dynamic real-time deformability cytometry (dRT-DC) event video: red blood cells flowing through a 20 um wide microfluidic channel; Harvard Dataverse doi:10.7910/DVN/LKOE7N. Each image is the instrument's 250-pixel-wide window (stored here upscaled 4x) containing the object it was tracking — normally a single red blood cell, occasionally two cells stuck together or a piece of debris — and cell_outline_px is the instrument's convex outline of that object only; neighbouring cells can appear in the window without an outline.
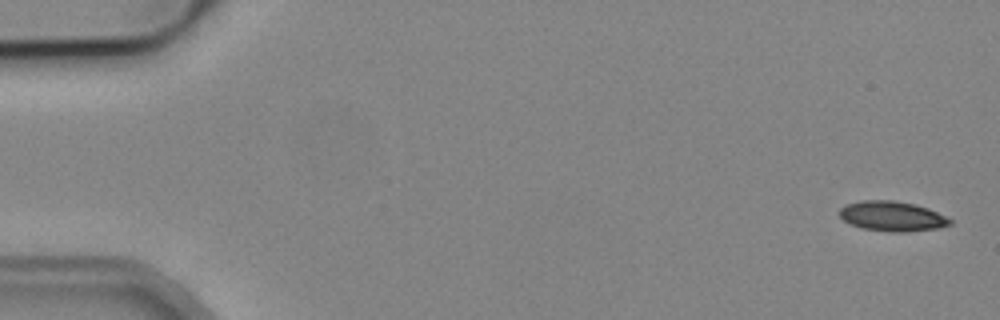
{"species": "common noctule bat (a hibernating species)", "species_latin": "Nyctalus noctula", "temperature_condition": "cold", "stored_images_in_passage": 6, "camera_frame_rate_fps": 3000, "um_per_image_px": 0.085, "animal": {"sex": "male", "body_mass_g": 19.2, "forearm_length_mm": 51.8}, "frame": {"image": 1, "passage_image": 1, "time_ms": 0.0, "image_size_px": [1000, 320], "cell_outline_px": [[952, 224], [936, 228], [908, 232], [892, 232], [864, 228], [852, 224], [844, 220], [840, 216], [840, 208], [848, 204], [860, 200], [896, 200], [916, 204], [928, 208], [952, 220]], "centroid_in_image_um": [75.85, 18.37], "position_along_channel_um": 9.2, "area_um2": 19.13}}
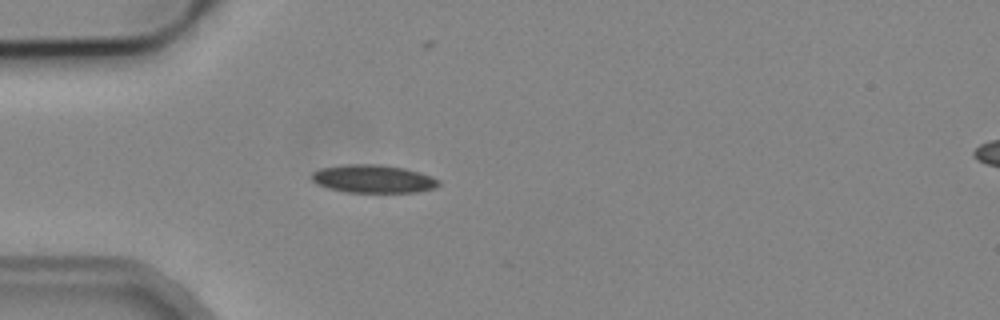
{"frame": {"image": 2, "passage_image": 5, "time_ms": 4.667, "image_size_px": [1000, 320], "cell_outline_px": [[440, 184], [436, 188], [416, 192], [348, 192], [328, 188], [316, 184], [312, 180], [312, 172], [320, 168], [344, 164], [380, 164], [404, 168], [420, 172], [432, 176], [440, 180]], "centroid_in_image_um": [31.74, 15.2], "position_along_channel_um": 53.3, "area_um2": 20.92}}